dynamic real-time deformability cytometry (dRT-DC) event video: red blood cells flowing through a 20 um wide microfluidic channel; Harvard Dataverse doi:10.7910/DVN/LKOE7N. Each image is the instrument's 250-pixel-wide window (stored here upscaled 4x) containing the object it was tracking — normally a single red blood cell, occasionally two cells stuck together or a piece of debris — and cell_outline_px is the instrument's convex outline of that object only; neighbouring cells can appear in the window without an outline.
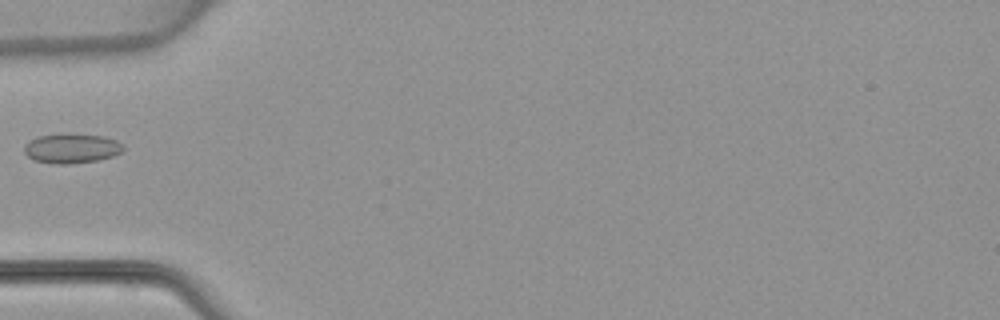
{"species": "common noctule bat (a hibernating species)", "species_latin": "Nyctalus noctula", "temperature_condition": "warm", "stored_images_in_passage": 5, "camera_frame_rate_fps": 3000, "um_per_image_px": 0.085, "animal": {"sex": "female", "body_mass_g": 22.7, "forearm_length_mm": 54.2}, "frame": {"image": 1, "passage_image": 5, "time_ms": 5.0, "image_size_px": [1000, 320], "cell_outline_px": [[124, 148], [120, 152], [112, 156], [96, 160], [68, 164], [52, 164], [36, 160], [28, 156], [24, 152], [24, 144], [28, 140], [36, 136], [64, 132], [104, 136], [116, 140], [124, 144]], "centroid_in_image_um": [6.05, 12.58], "position_along_channel_um": 79.0, "area_um2": 17.46}}